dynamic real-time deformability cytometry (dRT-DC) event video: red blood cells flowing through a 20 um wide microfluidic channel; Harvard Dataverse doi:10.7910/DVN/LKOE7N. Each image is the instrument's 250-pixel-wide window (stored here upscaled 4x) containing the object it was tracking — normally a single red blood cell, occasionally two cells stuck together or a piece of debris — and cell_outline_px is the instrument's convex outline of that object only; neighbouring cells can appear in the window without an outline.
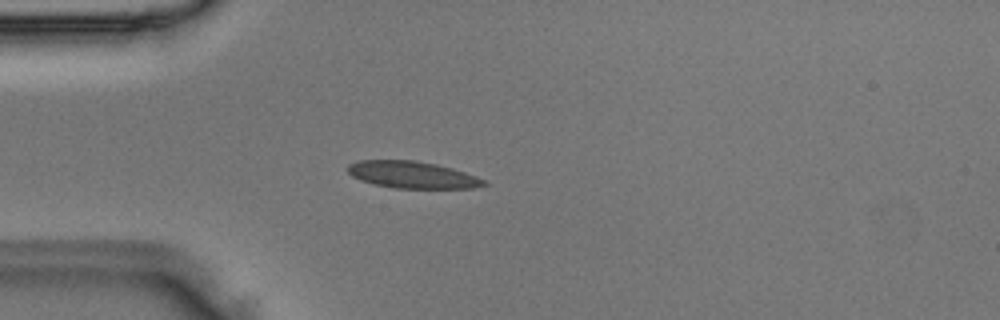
{"species": "Egyptian fruit bat (a non-hibernating species)", "species_latin": "Rousettus aegyptiacus", "temperature_condition": "room temperature", "stored_images_in_passage": 48, "camera_frame_rate_fps": 3000, "um_per_image_px": 0.085, "animal": {"sex": "male"}, "frame": {"image": 1, "passage_image": 13, "time_ms": 4.0, "image_size_px": [1000, 320], "cell_outline_px": [[488, 184], [472, 188], [396, 188], [376, 184], [360, 180], [352, 176], [348, 172], [348, 164], [356, 160], [412, 160], [436, 164], [452, 168], [476, 176], [484, 180]], "centroid_in_image_um": [35.02, 14.85], "position_along_channel_um": 50.0, "area_um2": 21.21}}
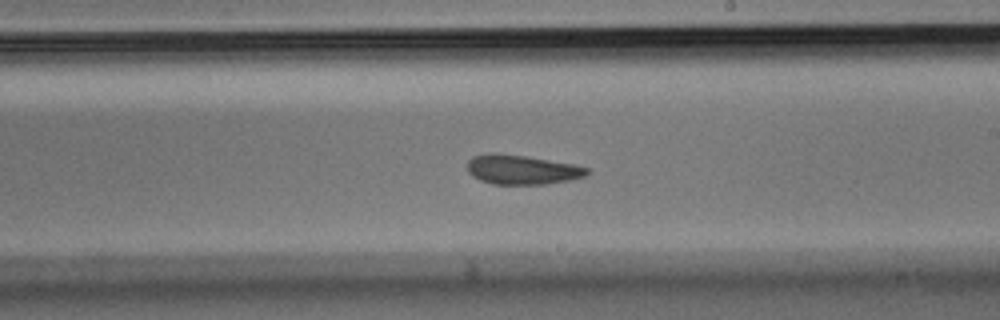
{"frame": {"image": 2, "passage_image": 28, "time_ms": 9.0, "image_size_px": [1000, 320], "cell_outline_px": [[588, 172], [584, 176], [572, 180], [544, 184], [492, 184], [480, 180], [472, 176], [468, 172], [468, 160], [472, 156], [488, 152], [492, 152], [524, 156], [572, 164], [588, 168]], "centroid_in_image_um": [44.31, 14.42], "position_along_channel_um": 244.7, "area_um2": 20.46}}
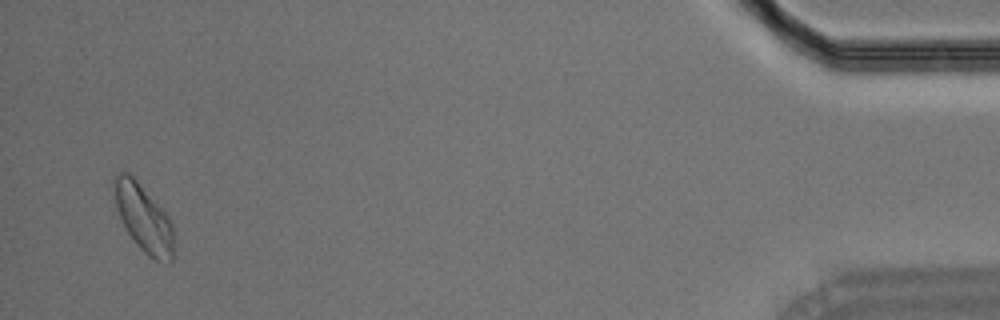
{"frame": {"image": 3, "passage_image": 47, "time_ms": 15.333, "image_size_px": [1000, 320], "cell_outline_px": [[172, 264], [156, 260], [148, 256], [140, 248], [128, 232], [120, 216], [116, 204], [112, 180], [112, 176], [116, 172], [128, 172], [136, 180], [168, 216], [172, 224]], "centroid_in_image_um": [12.18, 18.52], "position_along_channel_um": 423.0, "area_um2": 22.89}}